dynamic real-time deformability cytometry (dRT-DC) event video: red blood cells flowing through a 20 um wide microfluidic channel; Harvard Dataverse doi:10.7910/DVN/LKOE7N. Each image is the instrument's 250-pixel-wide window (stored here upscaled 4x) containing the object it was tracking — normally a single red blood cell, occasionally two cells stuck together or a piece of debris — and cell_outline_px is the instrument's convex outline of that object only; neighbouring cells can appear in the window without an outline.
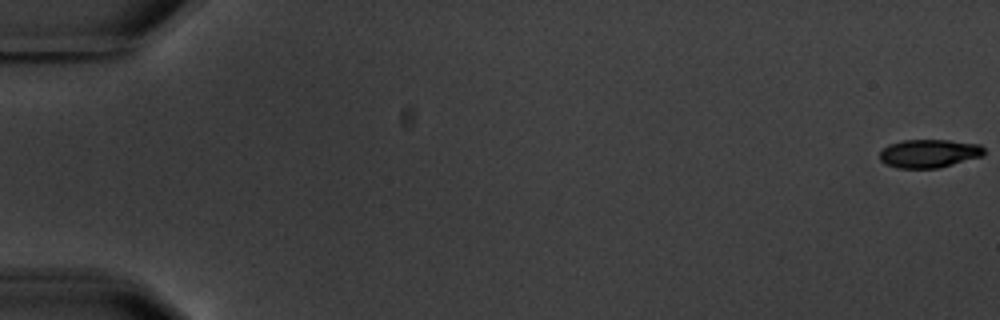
{"species": "common noctule bat (a hibernating species)", "species_latin": "Nyctalus noctula", "temperature_condition": "warm", "stored_images_in_passage": 6, "camera_frame_rate_fps": 3000, "um_per_image_px": 0.085, "animal": {"sex": "male", "body_mass_g": 20.1, "forearm_length_mm": 53.5}, "frame": {"image": 1, "passage_image": 1, "time_ms": 0.0, "image_size_px": [1000, 320], "cell_outline_px": [[984, 156], [936, 168], [896, 168], [884, 164], [880, 160], [880, 152], [888, 144], [900, 140], [948, 140], [980, 144], [984, 148]], "centroid_in_image_um": [78.95, 13.04], "position_along_channel_um": 6.1, "area_um2": 17.34}}
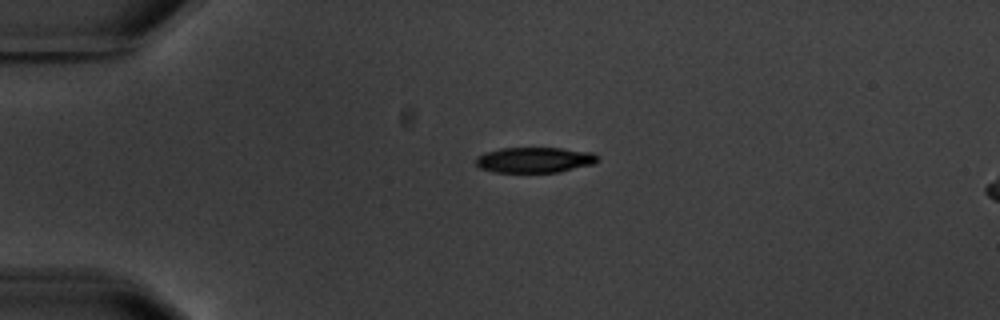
{"frame": {"image": 2, "passage_image": 5, "time_ms": 4.667, "image_size_px": [1000, 320], "cell_outline_px": [[600, 160], [592, 164], [560, 172], [492, 172], [480, 168], [476, 164], [476, 156], [484, 152], [500, 148], [560, 148], [592, 152], [600, 156]], "centroid_in_image_um": [45.44, 13.59], "position_along_channel_um": 39.6, "area_um2": 18.26}}